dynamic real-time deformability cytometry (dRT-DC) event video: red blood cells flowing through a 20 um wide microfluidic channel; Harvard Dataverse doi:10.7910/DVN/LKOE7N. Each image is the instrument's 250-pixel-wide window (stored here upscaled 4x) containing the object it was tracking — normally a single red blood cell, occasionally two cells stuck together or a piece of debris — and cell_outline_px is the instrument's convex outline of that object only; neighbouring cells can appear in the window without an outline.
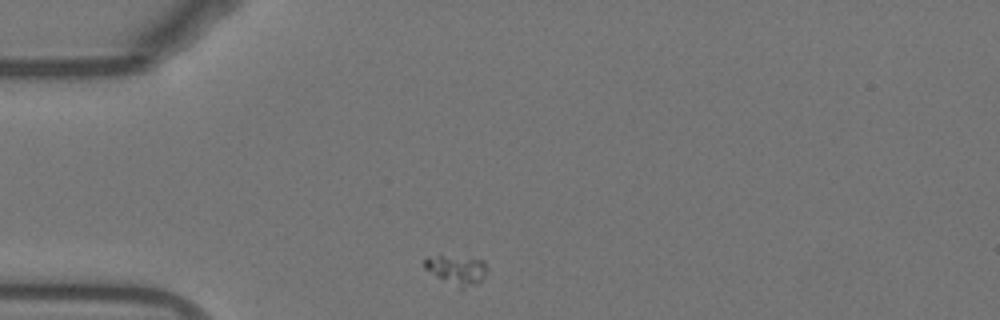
{"species": "Egyptian fruit bat (a non-hibernating species)", "species_latin": "Rousettus aegyptiacus", "temperature_condition": "warm", "stored_images_in_passage": 33, "camera_frame_rate_fps": 3000, "um_per_image_px": 0.085, "animal": {"sex": "female"}, "frame": {"image": 1, "passage_image": 1, "time_ms": 0.0, "image_size_px": [1000, 320], "cell_outline_px": [[488, 268], [484, 276], [476, 284], [460, 292], [424, 268], [424, 260], [428, 256], [440, 256], [484, 260]], "centroid_in_image_um": [38.82, 23.01], "position_along_channel_um": 46.2, "area_um2": 10.87}}